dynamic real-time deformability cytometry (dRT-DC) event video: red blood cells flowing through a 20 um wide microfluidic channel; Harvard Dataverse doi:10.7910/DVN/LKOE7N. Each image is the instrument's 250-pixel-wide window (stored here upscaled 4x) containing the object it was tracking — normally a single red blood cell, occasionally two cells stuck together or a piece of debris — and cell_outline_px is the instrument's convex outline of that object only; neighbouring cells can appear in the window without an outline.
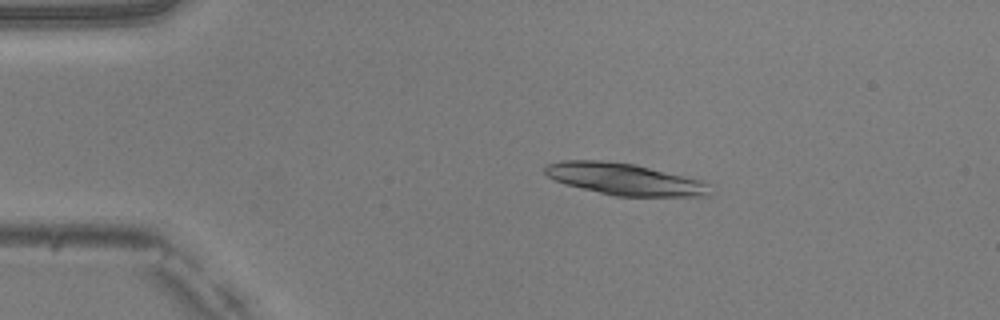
{"species": "common noctule bat (a hibernating species)", "species_latin": "Nyctalus noctula", "temperature_condition": "warm", "stored_images_in_passage": 16, "camera_frame_rate_fps": 3000, "um_per_image_px": 0.085, "animal": {"sex": "male", "body_mass_g": 20.5, "forearm_length_mm": 52.5}, "frame": {"image": 1, "passage_image": 10, "time_ms": 3.0, "image_size_px": [1000, 320], "cell_outline_px": [[712, 196], [616, 196], [580, 188], [556, 180], [548, 176], [544, 172], [544, 168], [548, 164], [560, 160], [600, 160], [636, 164], [700, 180], [708, 184]], "centroid_in_image_um": [53.09, 15.22], "position_along_channel_um": 31.9, "area_um2": 30.35}}